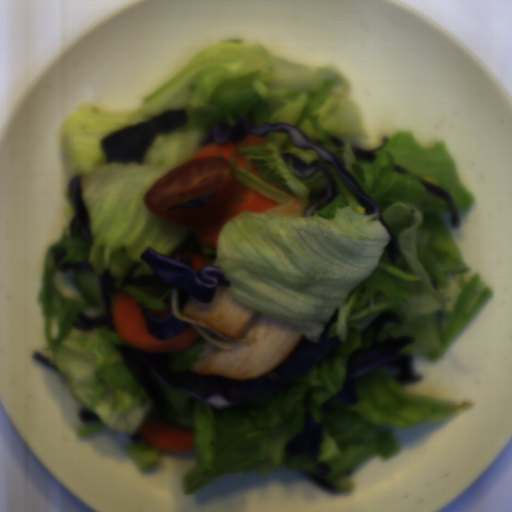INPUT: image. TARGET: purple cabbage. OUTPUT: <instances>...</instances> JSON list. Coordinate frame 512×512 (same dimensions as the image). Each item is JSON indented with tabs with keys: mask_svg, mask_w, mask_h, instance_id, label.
<instances>
[{
	"mask_svg": "<svg viewBox=\"0 0 512 512\" xmlns=\"http://www.w3.org/2000/svg\"><path fill=\"white\" fill-rule=\"evenodd\" d=\"M187 123V109L165 110L154 118L107 135L102 140L106 165L114 162L128 165L134 162L141 166L144 164L146 150L157 135L178 131Z\"/></svg>",
	"mask_w": 512,
	"mask_h": 512,
	"instance_id": "5",
	"label": "purple cabbage"
},
{
	"mask_svg": "<svg viewBox=\"0 0 512 512\" xmlns=\"http://www.w3.org/2000/svg\"><path fill=\"white\" fill-rule=\"evenodd\" d=\"M390 323L403 321L397 312L386 310L361 322V344L347 356L343 386L322 403V412H333L334 402L345 405L358 403L357 379L376 367L388 371L398 385L420 382L422 375L413 373L411 353L401 351L416 343L415 338L404 335L378 338L379 333Z\"/></svg>",
	"mask_w": 512,
	"mask_h": 512,
	"instance_id": "2",
	"label": "purple cabbage"
},
{
	"mask_svg": "<svg viewBox=\"0 0 512 512\" xmlns=\"http://www.w3.org/2000/svg\"><path fill=\"white\" fill-rule=\"evenodd\" d=\"M139 258L153 271V274H141L134 278L141 263H132L123 277L122 287H175L181 313L192 296L203 304H208L212 302L218 286L230 285L219 266L205 265L196 272L193 266L161 254L153 247L143 250Z\"/></svg>",
	"mask_w": 512,
	"mask_h": 512,
	"instance_id": "4",
	"label": "purple cabbage"
},
{
	"mask_svg": "<svg viewBox=\"0 0 512 512\" xmlns=\"http://www.w3.org/2000/svg\"><path fill=\"white\" fill-rule=\"evenodd\" d=\"M97 278L103 298V314L96 317H89L82 312H79L77 316L79 322H74L72 324L77 330L87 333L96 327H107L110 331L116 332L112 318L114 300L112 293L118 291V288L115 286L117 284V279L111 275V270L109 268H105L102 274L98 275Z\"/></svg>",
	"mask_w": 512,
	"mask_h": 512,
	"instance_id": "8",
	"label": "purple cabbage"
},
{
	"mask_svg": "<svg viewBox=\"0 0 512 512\" xmlns=\"http://www.w3.org/2000/svg\"><path fill=\"white\" fill-rule=\"evenodd\" d=\"M80 421L97 422L102 420L99 415L89 410L88 408H82L78 415Z\"/></svg>",
	"mask_w": 512,
	"mask_h": 512,
	"instance_id": "15",
	"label": "purple cabbage"
},
{
	"mask_svg": "<svg viewBox=\"0 0 512 512\" xmlns=\"http://www.w3.org/2000/svg\"><path fill=\"white\" fill-rule=\"evenodd\" d=\"M420 182L426 188L427 191L445 199V201L451 211L450 225H451L452 229H459V227H460L459 215H458V211L456 208V204H455L451 194L446 192L444 189H442L438 185L433 184L429 181H426L423 178L420 180Z\"/></svg>",
	"mask_w": 512,
	"mask_h": 512,
	"instance_id": "11",
	"label": "purple cabbage"
},
{
	"mask_svg": "<svg viewBox=\"0 0 512 512\" xmlns=\"http://www.w3.org/2000/svg\"><path fill=\"white\" fill-rule=\"evenodd\" d=\"M280 157L286 166H289L291 159L292 172L300 178L311 177L316 171L320 172L326 181V186L320 191H310V205L304 210L303 217L312 216L313 212L324 208L333 202L338 194V186L333 173L329 168L318 160L311 163H305L294 152L280 153Z\"/></svg>",
	"mask_w": 512,
	"mask_h": 512,
	"instance_id": "7",
	"label": "purple cabbage"
},
{
	"mask_svg": "<svg viewBox=\"0 0 512 512\" xmlns=\"http://www.w3.org/2000/svg\"><path fill=\"white\" fill-rule=\"evenodd\" d=\"M305 415L303 425L297 435L289 440L284 447L288 456L305 455L311 458L315 464L314 470H299V475L324 490H337L335 485L329 482L326 476L331 470L328 462H318L317 457L321 452L322 424H316L311 411V392H306Z\"/></svg>",
	"mask_w": 512,
	"mask_h": 512,
	"instance_id": "6",
	"label": "purple cabbage"
},
{
	"mask_svg": "<svg viewBox=\"0 0 512 512\" xmlns=\"http://www.w3.org/2000/svg\"><path fill=\"white\" fill-rule=\"evenodd\" d=\"M336 308L319 339L304 336L288 356L269 373L251 380L199 376L189 370L174 371L176 352H142L125 344H114L133 377L161 415L167 414L171 402L160 383L172 390L187 392L193 398L216 408L251 402L274 392L308 371L340 344L338 336L328 337L338 322ZM159 381V382H158Z\"/></svg>",
	"mask_w": 512,
	"mask_h": 512,
	"instance_id": "1",
	"label": "purple cabbage"
},
{
	"mask_svg": "<svg viewBox=\"0 0 512 512\" xmlns=\"http://www.w3.org/2000/svg\"><path fill=\"white\" fill-rule=\"evenodd\" d=\"M82 178L83 176L80 175L72 177L68 185V192L75 213L69 224V238L78 237L79 241L83 244H91L90 217L83 199Z\"/></svg>",
	"mask_w": 512,
	"mask_h": 512,
	"instance_id": "9",
	"label": "purple cabbage"
},
{
	"mask_svg": "<svg viewBox=\"0 0 512 512\" xmlns=\"http://www.w3.org/2000/svg\"><path fill=\"white\" fill-rule=\"evenodd\" d=\"M67 252L68 251L66 249H62L61 251L56 253L53 258L54 265H58L62 261V259L66 256Z\"/></svg>",
	"mask_w": 512,
	"mask_h": 512,
	"instance_id": "17",
	"label": "purple cabbage"
},
{
	"mask_svg": "<svg viewBox=\"0 0 512 512\" xmlns=\"http://www.w3.org/2000/svg\"><path fill=\"white\" fill-rule=\"evenodd\" d=\"M351 150H352L353 155L357 159H362L366 163H373L374 161H376V159L378 157V155H376V152L379 151V149L367 150V149H364V148L356 146V145H352Z\"/></svg>",
	"mask_w": 512,
	"mask_h": 512,
	"instance_id": "13",
	"label": "purple cabbage"
},
{
	"mask_svg": "<svg viewBox=\"0 0 512 512\" xmlns=\"http://www.w3.org/2000/svg\"><path fill=\"white\" fill-rule=\"evenodd\" d=\"M392 168L393 170L395 171V173H399V174H405V173H408L407 169L403 168L402 166L400 165H397L395 163L392 164Z\"/></svg>",
	"mask_w": 512,
	"mask_h": 512,
	"instance_id": "19",
	"label": "purple cabbage"
},
{
	"mask_svg": "<svg viewBox=\"0 0 512 512\" xmlns=\"http://www.w3.org/2000/svg\"><path fill=\"white\" fill-rule=\"evenodd\" d=\"M235 124H230L223 118L215 119L207 128L202 136L199 145L203 148L210 142L223 144L231 141L237 143L245 139L246 136L264 137L269 132H285L294 147L302 149H312L316 155L324 162L333 167L339 175L344 185L354 195V197L364 207L366 213L378 214V222L383 224L390 236L387 244V252L390 263L395 262L399 253L397 239L383 220L379 205L366 193L361 184L345 169L342 161L328 148H326L321 139H310L307 134L296 126L286 122L268 123L262 122L259 125H250L242 117L235 119Z\"/></svg>",
	"mask_w": 512,
	"mask_h": 512,
	"instance_id": "3",
	"label": "purple cabbage"
},
{
	"mask_svg": "<svg viewBox=\"0 0 512 512\" xmlns=\"http://www.w3.org/2000/svg\"><path fill=\"white\" fill-rule=\"evenodd\" d=\"M215 196H217V191L212 195L195 198L193 200H185L183 202L175 204L168 210L170 212L171 210L202 209L203 207H205L207 201Z\"/></svg>",
	"mask_w": 512,
	"mask_h": 512,
	"instance_id": "12",
	"label": "purple cabbage"
},
{
	"mask_svg": "<svg viewBox=\"0 0 512 512\" xmlns=\"http://www.w3.org/2000/svg\"><path fill=\"white\" fill-rule=\"evenodd\" d=\"M147 321V330L156 339H168L181 334L187 330L191 324L178 319L171 310L163 317H153L148 308L138 304Z\"/></svg>",
	"mask_w": 512,
	"mask_h": 512,
	"instance_id": "10",
	"label": "purple cabbage"
},
{
	"mask_svg": "<svg viewBox=\"0 0 512 512\" xmlns=\"http://www.w3.org/2000/svg\"><path fill=\"white\" fill-rule=\"evenodd\" d=\"M32 355L39 362L47 365L48 367H50L54 370H57L55 365L49 360V358L47 356H45L44 354H42L41 352L34 351Z\"/></svg>",
	"mask_w": 512,
	"mask_h": 512,
	"instance_id": "16",
	"label": "purple cabbage"
},
{
	"mask_svg": "<svg viewBox=\"0 0 512 512\" xmlns=\"http://www.w3.org/2000/svg\"><path fill=\"white\" fill-rule=\"evenodd\" d=\"M329 142L333 143L336 147H343L345 146L344 140L339 138L338 136H330Z\"/></svg>",
	"mask_w": 512,
	"mask_h": 512,
	"instance_id": "18",
	"label": "purple cabbage"
},
{
	"mask_svg": "<svg viewBox=\"0 0 512 512\" xmlns=\"http://www.w3.org/2000/svg\"><path fill=\"white\" fill-rule=\"evenodd\" d=\"M92 264L89 260H85L84 262H75V263H64L59 268V272H65L70 270H93Z\"/></svg>",
	"mask_w": 512,
	"mask_h": 512,
	"instance_id": "14",
	"label": "purple cabbage"
}]
</instances>
